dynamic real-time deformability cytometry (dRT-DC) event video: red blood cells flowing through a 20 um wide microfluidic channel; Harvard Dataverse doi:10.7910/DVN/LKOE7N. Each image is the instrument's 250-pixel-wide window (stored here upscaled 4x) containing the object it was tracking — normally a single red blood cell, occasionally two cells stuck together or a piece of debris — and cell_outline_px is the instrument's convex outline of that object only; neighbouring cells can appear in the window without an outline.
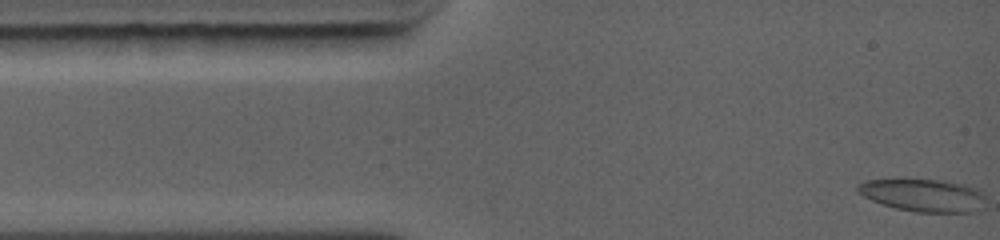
{"species": "common noctule bat (a hibernating species)", "species_latin": "Nyctalus noctula", "temperature_condition": "warm", "stored_images_in_passage": 15, "camera_frame_rate_fps": 5000, "um_per_image_px": 0.085, "animal": {"sex": "female", "body_mass_g": 19.0, "forearm_length_mm": 56.7}, "frame": {"image": 1, "passage_image": 1, "time_ms": 0.0, "image_size_px": [1000, 240], "cell_outline_px": [[984, 196], [972, 212], [916, 212], [896, 208], [880, 204], [856, 192], [856, 188], [864, 180], [904, 176], [940, 180], [964, 184], [976, 188]], "centroid_in_image_um": [78.31, 16.53], "position_along_channel_um": 6.7, "area_um2": 24.8}}
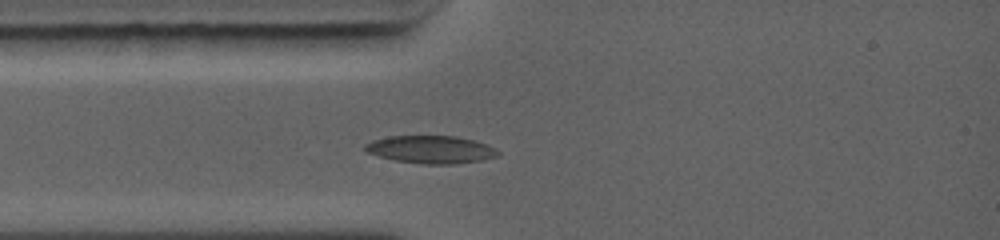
{"frame": {"image": 2, "passage_image": 9, "time_ms": 2.6, "image_size_px": [1000, 240], "cell_outline_px": [[500, 152], [496, 156], [480, 160], [456, 164], [420, 164], [396, 160], [380, 156], [368, 152], [364, 148], [364, 144], [372, 140], [388, 136], [456, 136], [472, 140], [496, 148]], "centroid_in_image_um": [36.6, 12.71], "position_along_channel_um": 48.4, "area_um2": 21.27}}
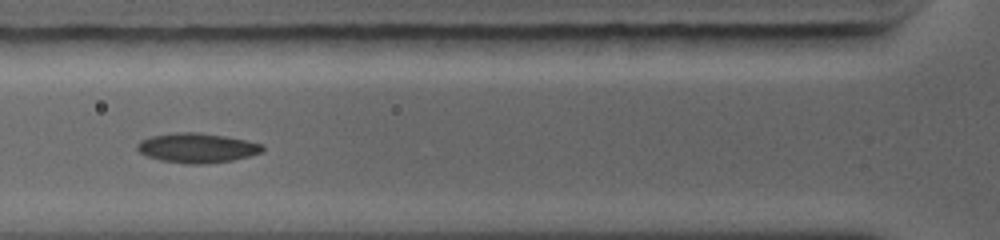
{"frame": {"image": 3, "passage_image": 13, "time_ms": 4.0, "image_size_px": [1000, 240], "cell_outline_px": [[264, 148], [260, 152], [248, 156], [232, 160], [200, 164], [188, 164], [160, 160], [148, 156], [140, 152], [136, 148], [136, 144], [140, 140], [152, 136], [176, 132], [200, 132], [248, 140], [260, 144]], "centroid_in_image_um": [16.71, 12.56], "position_along_channel_um": 109.1, "area_um2": 21.44}}